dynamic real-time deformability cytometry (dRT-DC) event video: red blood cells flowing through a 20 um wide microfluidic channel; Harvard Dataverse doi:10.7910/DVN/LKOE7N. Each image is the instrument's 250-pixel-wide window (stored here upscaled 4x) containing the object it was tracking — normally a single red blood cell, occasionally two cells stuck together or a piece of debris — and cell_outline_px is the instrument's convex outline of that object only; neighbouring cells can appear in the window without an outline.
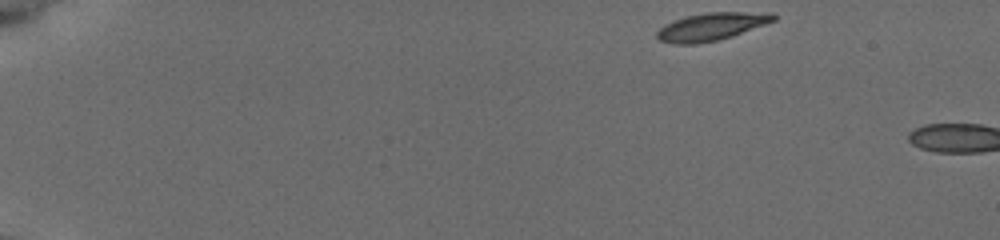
{"species": "common noctule bat (a hibernating species)", "species_latin": "Nyctalus noctula", "temperature_condition": "cold", "stored_images_in_passage": 4, "camera_frame_rate_fps": 3000, "um_per_image_px": 0.085, "animal": {"sex": "female", "body_mass_g": 19.5, "forearm_length_mm": 54.1}, "frame": {"image": 1, "passage_image": 1, "time_ms": 0.0, "image_size_px": [1000, 240], "cell_outline_px": [[776, 20], [732, 36], [716, 40], [696, 44], [672, 44], [660, 40], [656, 36], [656, 32], [660, 28], [676, 20], [688, 16], [708, 12], [772, 12], [776, 16]], "centroid_in_image_um": [60.5, 2.26], "position_along_channel_um": 24.5, "area_um2": 18.55}}